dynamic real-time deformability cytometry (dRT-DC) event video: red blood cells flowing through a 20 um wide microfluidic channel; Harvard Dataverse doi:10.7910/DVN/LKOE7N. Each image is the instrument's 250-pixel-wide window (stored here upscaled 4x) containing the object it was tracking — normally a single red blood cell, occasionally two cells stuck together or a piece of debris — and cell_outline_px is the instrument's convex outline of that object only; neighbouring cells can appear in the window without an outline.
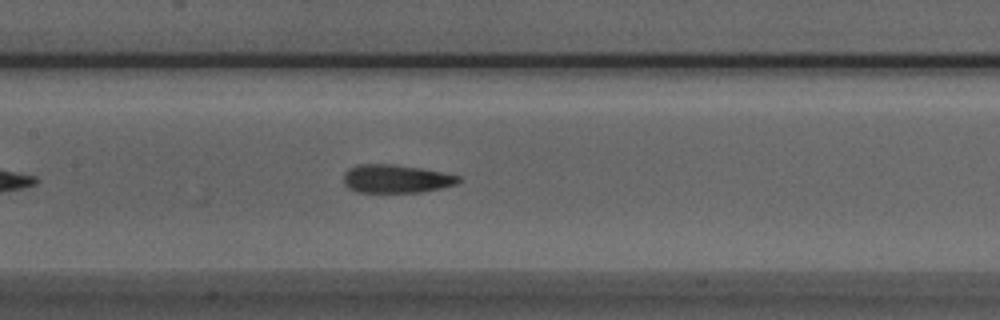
{"species": "Egyptian fruit bat (a non-hibernating species)", "species_latin": "Rousettus aegyptiacus", "temperature_condition": "room temperature", "stored_images_in_passage": 37, "camera_frame_rate_fps": 3000, "um_per_image_px": 0.085, "animal": {"sex": "male"}, "frame": {"image": 1, "passage_image": 14, "time_ms": 4.333, "image_size_px": [1000, 320], "cell_outline_px": [[464, 180], [456, 184], [440, 188], [420, 192], [356, 192], [348, 188], [344, 184], [344, 172], [348, 168], [360, 164], [392, 164], [420, 168], [444, 172], [460, 176]], "centroid_in_image_um": [33.67, 15.19], "position_along_channel_um": 173.7, "area_um2": 19.07}}
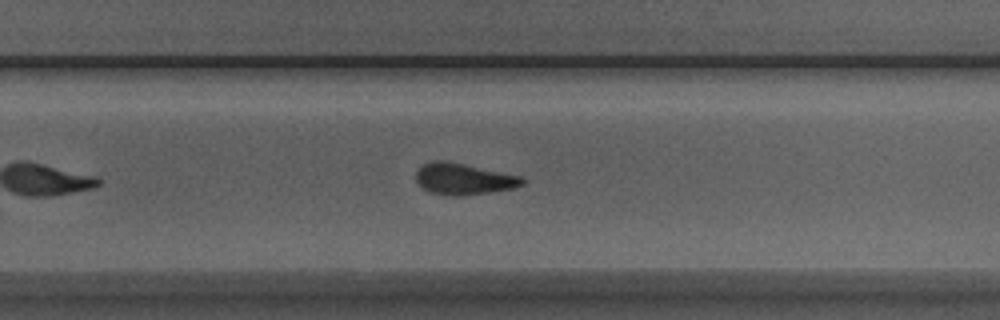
{"frame": {"image": 2, "passage_image": 23, "time_ms": 7.333, "image_size_px": [1000, 320], "cell_outline_px": [[528, 180], [524, 184], [512, 188], [460, 196], [452, 196], [432, 192], [424, 188], [416, 180], [416, 172], [424, 164], [432, 160], [440, 160], [464, 164], [520, 176]], "centroid_in_image_um": [39.42, 15.2], "position_along_channel_um": 290.4, "area_um2": 19.02}}
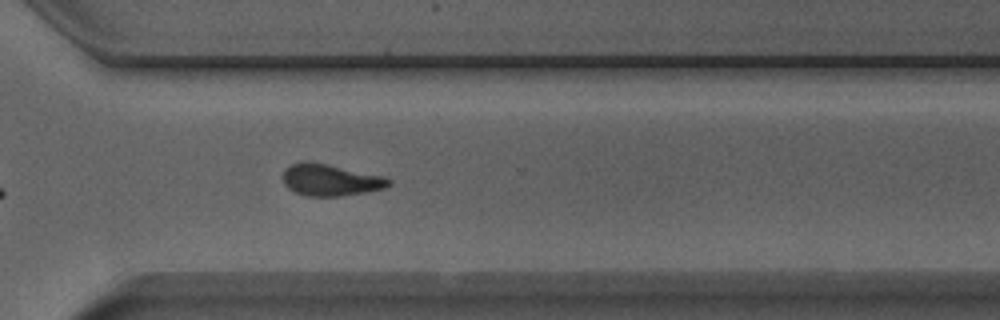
{"frame": {"image": 3, "passage_image": 27, "time_ms": 8.667, "image_size_px": [1000, 320], "cell_outline_px": [[392, 184], [384, 188], [364, 192], [340, 196], [308, 196], [296, 192], [288, 188], [284, 184], [284, 172], [292, 164], [308, 160], [384, 176], [392, 180]], "centroid_in_image_um": [28.12, 15.29], "position_along_channel_um": 342.5, "area_um2": 19.36}, "authors_computed_cell_mechanics": {"area_um2": 18.9584, "velocity_mm_per_s": 3.898, "shape_relaxation_time_tau1_ms": 8.3846, "shape_relaxation_time_tau2_ms": 1.7911, "deformation_change_tau1": 0.1909, "deformation_change_tau2": 0.0783}}